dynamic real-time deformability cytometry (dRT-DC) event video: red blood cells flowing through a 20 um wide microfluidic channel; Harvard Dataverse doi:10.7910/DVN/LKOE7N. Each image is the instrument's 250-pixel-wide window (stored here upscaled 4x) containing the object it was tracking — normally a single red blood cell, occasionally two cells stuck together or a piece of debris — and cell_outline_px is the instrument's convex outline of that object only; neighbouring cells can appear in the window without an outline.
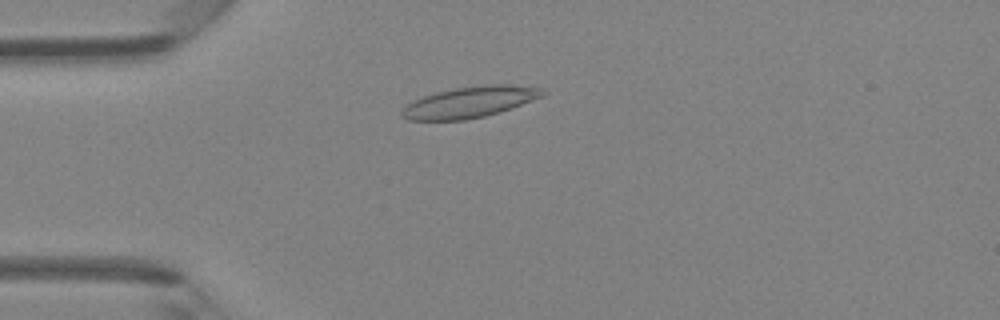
{"species": "Egyptian fruit bat (a non-hibernating species)", "species_latin": "Rousettus aegyptiacus", "temperature_condition": "room temperature", "stored_images_in_passage": 44, "camera_frame_rate_fps": 3000, "um_per_image_px": 0.085, "animal": {"sex": "female"}, "frame": {"image": 1, "passage_image": 9, "time_ms": 2.667, "image_size_px": [1000, 320], "cell_outline_px": [[544, 96], [500, 112], [484, 116], [464, 120], [408, 120], [400, 116], [400, 112], [412, 100], [436, 92], [456, 88], [480, 84], [512, 84], [544, 88]], "centroid_in_image_um": [39.94, 8.67], "position_along_channel_um": 45.1, "area_um2": 25.61}}
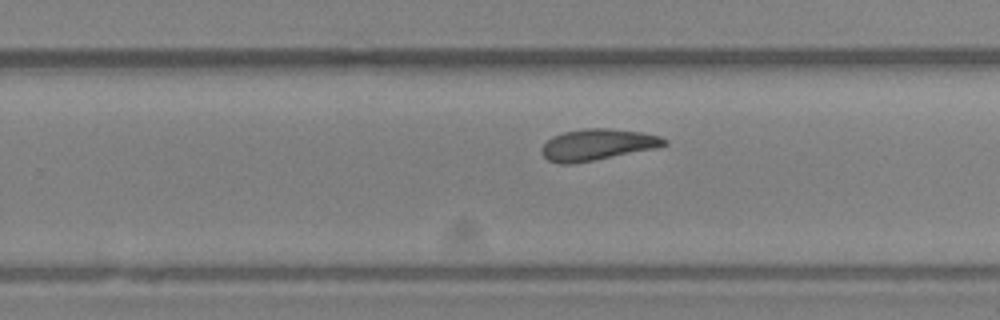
{"frame": {"image": 2, "passage_image": 27, "time_ms": 8.667, "image_size_px": [1000, 320], "cell_outline_px": [[668, 144], [656, 148], [572, 164], [560, 164], [548, 160], [540, 152], [540, 148], [552, 136], [564, 132], [584, 128], [608, 128], [640, 132], [660, 136], [668, 140]], "centroid_in_image_um": [50.76, 12.29], "position_along_channel_um": 279.0, "area_um2": 22.31}}
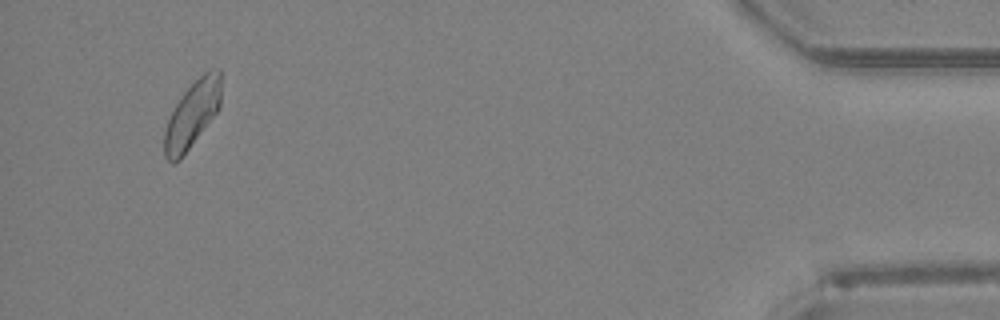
{"frame": {"image": 3, "passage_image": 42, "time_ms": 13.667, "image_size_px": [1000, 320], "cell_outline_px": [[220, 104], [216, 112], [180, 160], [172, 164], [164, 156], [164, 132], [168, 120], [176, 104], [184, 92], [208, 68], [220, 68]], "centroid_in_image_um": [16.32, 9.73], "position_along_channel_um": 418.9, "area_um2": 21.56}, "authors_computed_cell_mechanics": {"area_um2": 22.2819, "velocity_mm_per_s": 4.2455, "shape_relaxation_time_tau1_ms": 9.5288, "shape_relaxation_time_tau2_ms": 3.5593, "deformation_change_tau1": 0.1758, "deformation_change_tau2": 0.0986}}